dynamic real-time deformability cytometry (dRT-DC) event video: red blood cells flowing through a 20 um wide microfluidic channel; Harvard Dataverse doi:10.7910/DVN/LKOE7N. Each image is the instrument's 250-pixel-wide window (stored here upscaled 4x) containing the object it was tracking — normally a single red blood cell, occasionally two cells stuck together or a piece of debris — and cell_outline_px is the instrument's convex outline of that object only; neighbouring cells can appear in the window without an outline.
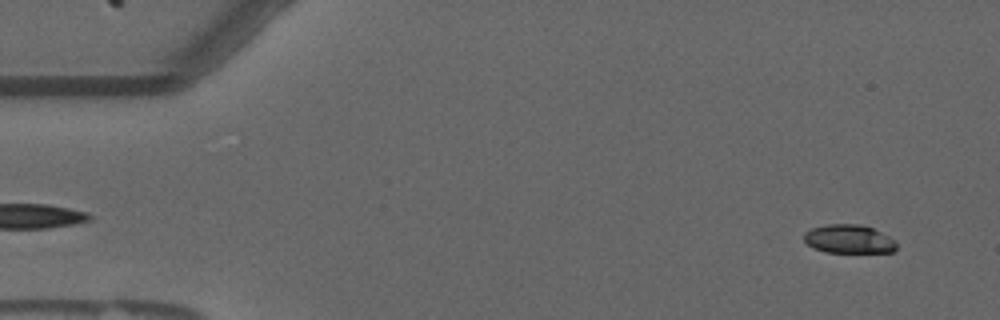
{"species": "common noctule bat (a hibernating species)", "species_latin": "Nyctalus noctula", "temperature_condition": "warm", "stored_images_in_passage": 16, "camera_frame_rate_fps": 3000, "um_per_image_px": 0.085, "animal": {"sex": "male", "forearm_length_mm": 52.5}, "frame": {"image": 1, "passage_image": 3, "time_ms": 0.667, "image_size_px": [1000, 320], "cell_outline_px": [[896, 248], [892, 252], [824, 252], [812, 248], [804, 240], [804, 232], [812, 228], [828, 224], [856, 224], [872, 228], [896, 240]], "centroid_in_image_um": [72.13, 20.32], "position_along_channel_um": 12.9, "area_um2": 15.37}}